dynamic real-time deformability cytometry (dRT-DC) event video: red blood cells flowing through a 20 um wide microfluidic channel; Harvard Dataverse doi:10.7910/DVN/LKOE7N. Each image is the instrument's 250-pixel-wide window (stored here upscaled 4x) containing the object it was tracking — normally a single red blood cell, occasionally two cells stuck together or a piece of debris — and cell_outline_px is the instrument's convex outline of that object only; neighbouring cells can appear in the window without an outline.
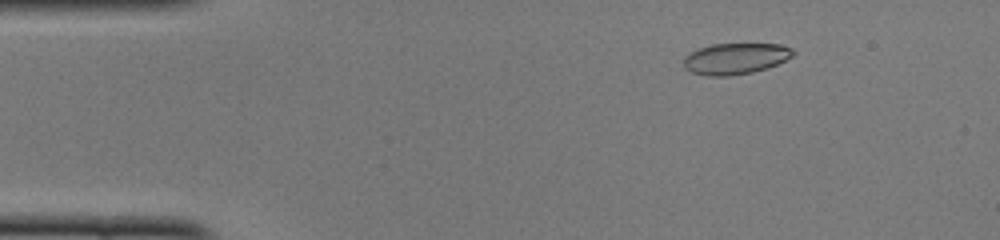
{"species": "common noctule bat (a hibernating species)", "species_latin": "Nyctalus noctula", "temperature_condition": "cold", "stored_images_in_passage": 50, "camera_frame_rate_fps": 3000, "um_per_image_px": 0.085, "animal": {"sex": "female", "body_mass_g": 22.0, "forearm_length_mm": 56.7}, "frame": {"image": 1, "passage_image": 7, "time_ms": 2.0, "image_size_px": [1000, 240], "cell_outline_px": [[796, 52], [792, 56], [776, 64], [752, 72], [728, 76], [708, 76], [692, 72], [684, 68], [684, 56], [688, 52], [712, 44], [780, 44], [792, 48]], "centroid_in_image_um": [62.48, 4.97], "position_along_channel_um": 22.5, "area_um2": 19.77}}
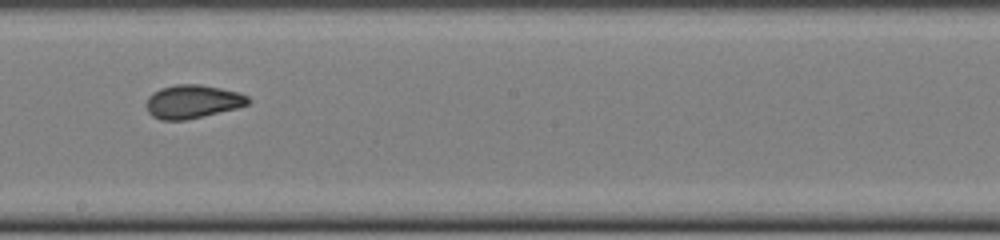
{"frame": {"image": 2, "passage_image": 28, "time_ms": 9.0, "image_size_px": [1000, 240], "cell_outline_px": [[252, 100], [248, 104], [236, 108], [204, 116], [184, 120], [160, 120], [152, 116], [148, 112], [144, 104], [148, 96], [152, 92], [160, 88], [176, 84], [200, 84], [240, 92], [248, 96]], "centroid_in_image_um": [16.34, 8.63], "position_along_channel_um": 231.9, "area_um2": 20.11}}
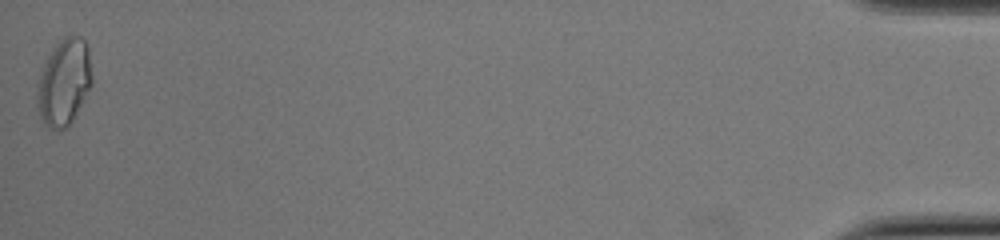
{"frame": {"image": 3, "passage_image": 50, "time_ms": 16.333, "image_size_px": [1000, 240], "cell_outline_px": [[92, 84], [72, 120], [60, 132], [52, 128], [40, 116], [36, 92], [40, 76], [44, 64], [48, 56], [56, 44], [64, 36], [80, 36], [84, 40], [88, 48], [92, 76]], "centroid_in_image_um": [5.46, 6.96], "position_along_channel_um": 429.7, "area_um2": 27.05}, "authors_computed_cell_mechanics": {"area_um2": 20.1144, "velocity_mm_per_s": 3.9924, "shape_relaxation_time_tau1_ms": 8.3666, "shape_relaxation_time_tau2_ms": 1.7267, "deformation_change_tau1": 0.2062, "deformation_change_tau2": 0.0479}}